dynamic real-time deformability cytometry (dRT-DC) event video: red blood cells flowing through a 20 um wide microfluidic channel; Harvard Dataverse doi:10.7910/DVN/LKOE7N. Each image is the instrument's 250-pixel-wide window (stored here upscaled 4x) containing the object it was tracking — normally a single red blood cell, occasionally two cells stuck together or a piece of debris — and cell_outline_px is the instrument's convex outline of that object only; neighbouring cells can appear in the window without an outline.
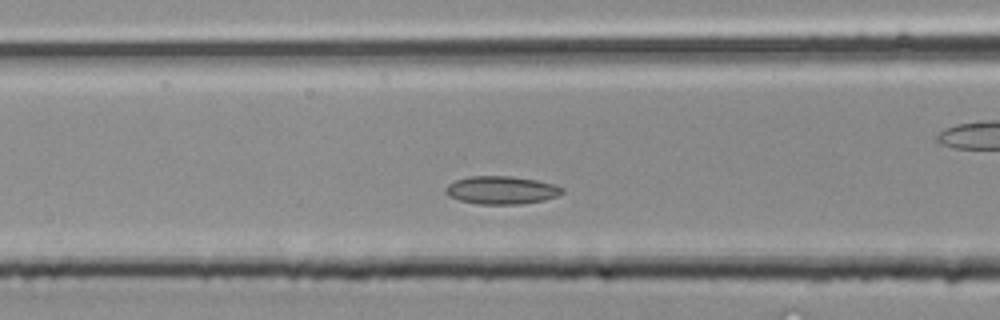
{"species": "common noctule bat (a hibernating species)", "species_latin": "Nyctalus noctula", "temperature_condition": "room temperature", "stored_images_in_passage": 21, "camera_frame_rate_fps": 3000, "um_per_image_px": 0.085, "animal": {"sex": "male", "body_mass_g": 20.4}, "frame": {"image": 1, "passage_image": 7, "time_ms": 2.0, "image_size_px": [1000, 320], "cell_outline_px": [[564, 192], [556, 196], [544, 200], [520, 204], [476, 204], [460, 200], [448, 196], [444, 192], [444, 188], [448, 184], [456, 180], [468, 176], [512, 176], [536, 180], [556, 184], [564, 188]], "centroid_in_image_um": [42.61, 16.16], "position_along_channel_um": 124.0, "area_um2": 19.19}}